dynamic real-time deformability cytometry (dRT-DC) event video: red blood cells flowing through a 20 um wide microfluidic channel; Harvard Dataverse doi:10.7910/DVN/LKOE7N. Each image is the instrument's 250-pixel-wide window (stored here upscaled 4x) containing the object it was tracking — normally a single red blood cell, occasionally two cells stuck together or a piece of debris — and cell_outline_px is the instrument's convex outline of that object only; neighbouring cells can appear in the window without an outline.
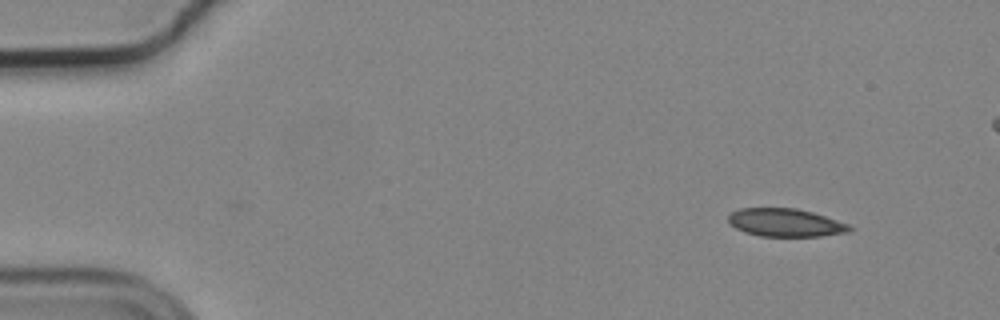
{"species": "common noctule bat (a hibernating species)", "species_latin": "Nyctalus noctula", "temperature_condition": "cold", "stored_images_in_passage": 2, "camera_frame_rate_fps": 3000, "um_per_image_px": 0.085, "animal": {"sex": "male", "body_mass_g": 19.2, "forearm_length_mm": 51.8}, "frame": {"image": 1, "passage_image": 2, "time_ms": 0.333, "image_size_px": [1000, 320], "cell_outline_px": [[852, 228], [848, 232], [820, 236], [760, 236], [744, 232], [728, 224], [728, 216], [732, 212], [740, 208], [796, 208], [812, 212], [848, 224]], "centroid_in_image_um": [66.71, 18.92], "position_along_channel_um": 18.3, "area_um2": 19.71}}